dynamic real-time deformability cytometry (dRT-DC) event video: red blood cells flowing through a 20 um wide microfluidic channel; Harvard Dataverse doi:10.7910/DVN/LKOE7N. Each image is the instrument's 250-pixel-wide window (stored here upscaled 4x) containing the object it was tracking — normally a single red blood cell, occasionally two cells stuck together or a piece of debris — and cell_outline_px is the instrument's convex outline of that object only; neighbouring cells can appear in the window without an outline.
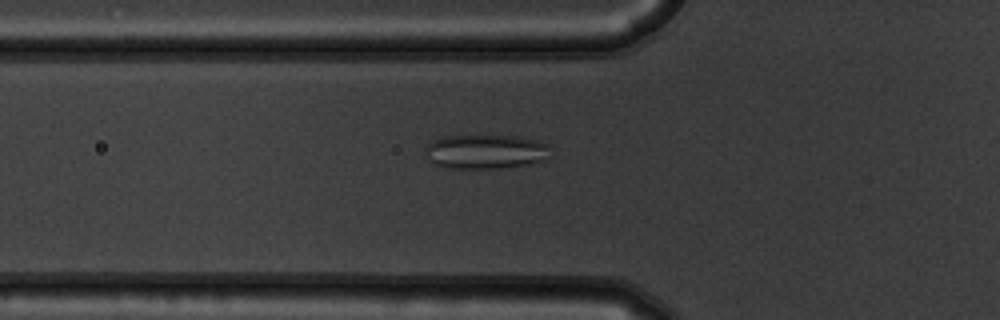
{"species": "common noctule bat (a hibernating species)", "species_latin": "Nyctalus noctula", "temperature_condition": "warm", "stored_images_in_passage": 44, "camera_frame_rate_fps": 3000, "um_per_image_px": 0.085, "animal": {"sex": "male", "body_mass_g": 19.5, "forearm_length_mm": 54.6}, "frame": {"image": 1, "passage_image": 9, "time_ms": 2.667, "image_size_px": [1000, 320], "cell_outline_px": [[548, 160], [532, 164], [496, 168], [444, 168], [436, 164], [424, 156], [424, 148], [432, 140], [444, 136], [524, 136], [540, 140], [548, 144]], "centroid_in_image_um": [41.29, 12.88], "position_along_channel_um": 84.5, "area_um2": 25.43}}
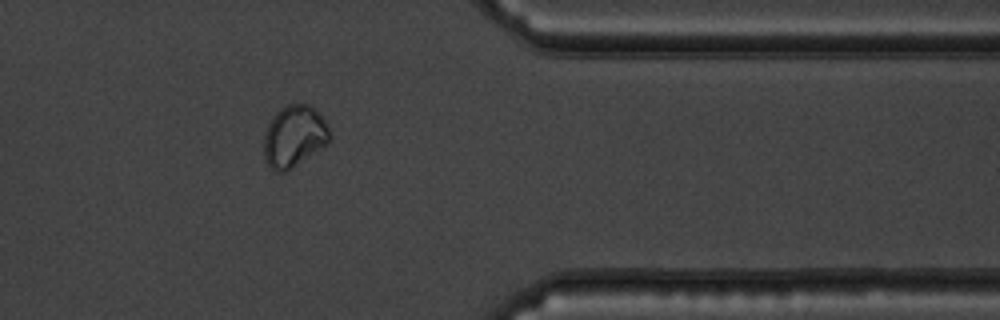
{"frame": {"image": 2, "passage_image": 34, "time_ms": 11.0, "image_size_px": [1000, 320], "cell_outline_px": [[328, 144], [288, 172], [276, 172], [268, 168], [264, 156], [264, 132], [272, 116], [280, 108], [288, 104], [308, 104], [324, 120], [328, 128]], "centroid_in_image_um": [24.95, 11.63], "position_along_channel_um": 386.4, "area_um2": 23.76}}
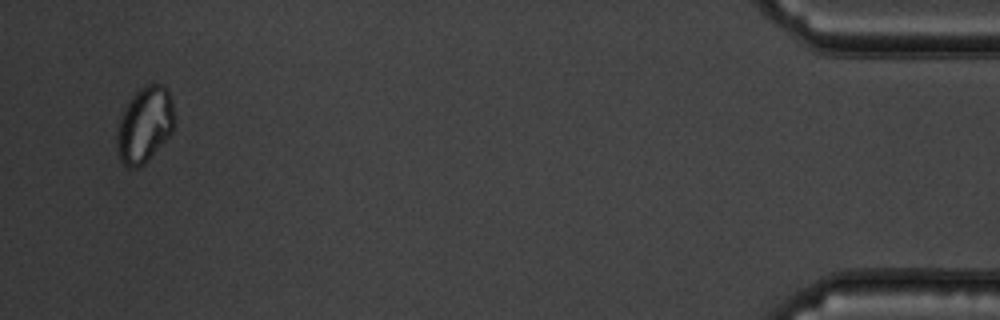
{"frame": {"image": 3, "passage_image": 42, "time_ms": 13.667, "image_size_px": [1000, 320], "cell_outline_px": [[176, 120], [172, 132], [148, 160], [140, 168], [128, 168], [120, 160], [116, 144], [116, 136], [120, 116], [128, 100], [140, 88], [148, 84], [164, 84], [168, 88], [172, 100]], "centroid_in_image_um": [12.31, 10.59], "position_along_channel_um": 422.9, "area_um2": 25.78}}